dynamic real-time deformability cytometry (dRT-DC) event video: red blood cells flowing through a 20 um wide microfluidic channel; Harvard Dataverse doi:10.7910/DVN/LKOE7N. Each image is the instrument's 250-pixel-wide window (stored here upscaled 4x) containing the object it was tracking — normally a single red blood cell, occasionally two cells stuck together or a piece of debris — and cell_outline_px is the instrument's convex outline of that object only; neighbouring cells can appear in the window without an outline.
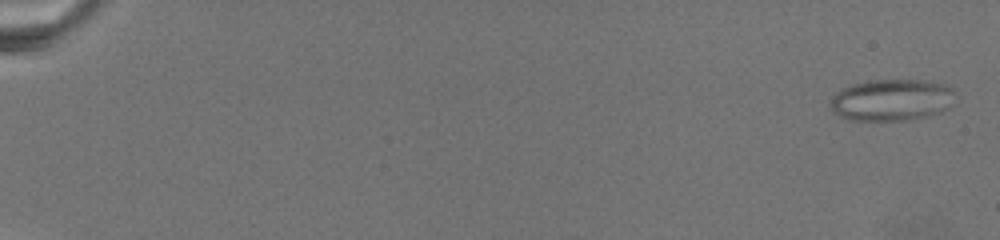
{"species": "common noctule bat (a hibernating species)", "species_latin": "Nyctalus noctula", "temperature_condition": "warm", "stored_images_in_passage": 27, "camera_frame_rate_fps": 3000, "um_per_image_px": 0.085, "animal": {"sex": "female", "body_mass_g": 19.5, "forearm_length_mm": 54.1}, "frame": {"image": 1, "passage_image": 1, "time_ms": 0.0, "image_size_px": [1000, 240], "cell_outline_px": [[956, 104], [952, 108], [928, 116], [912, 120], [844, 120], [832, 112], [828, 108], [828, 100], [840, 88], [852, 84], [872, 80], [924, 80], [948, 84], [952, 88]], "centroid_in_image_um": [75.78, 8.51], "position_along_channel_um": 9.2, "area_um2": 31.33}}
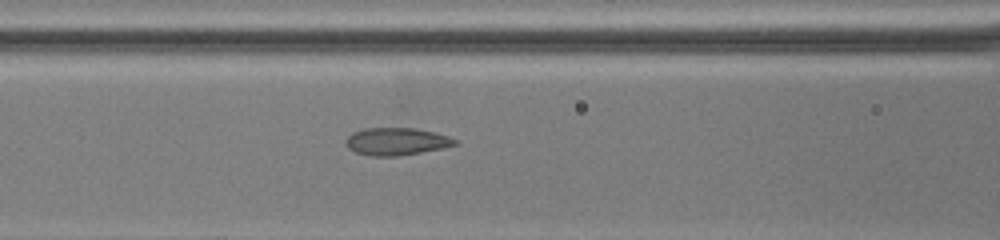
{"frame": {"image": 2, "passage_image": 13, "time_ms": 11.667, "image_size_px": [1000, 240], "cell_outline_px": [[456, 144], [444, 148], [400, 156], [372, 156], [356, 152], [348, 148], [344, 140], [352, 132], [364, 128], [416, 128], [448, 136], [456, 140]], "centroid_in_image_um": [33.66, 12.02], "position_along_channel_um": 132.9, "area_um2": 17.46}}
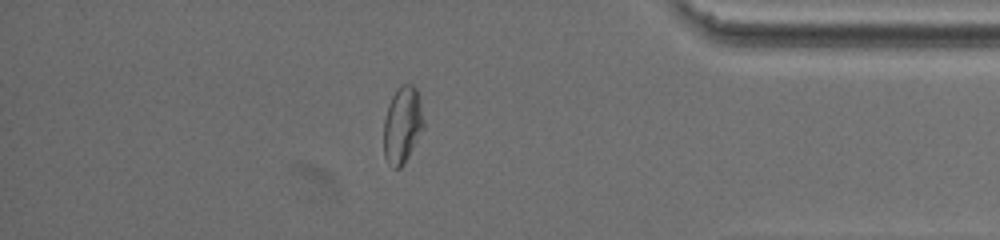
{"frame": {"image": 3, "passage_image": 24, "time_ms": 22.0, "image_size_px": [1000, 240], "cell_outline_px": [[424, 128], [404, 164], [400, 168], [392, 168], [388, 164], [384, 156], [384, 120], [388, 104], [392, 96], [400, 84], [412, 84], [416, 88], [424, 120]], "centroid_in_image_um": [34.19, 10.63], "position_along_channel_um": 401.0, "area_um2": 17.92}}